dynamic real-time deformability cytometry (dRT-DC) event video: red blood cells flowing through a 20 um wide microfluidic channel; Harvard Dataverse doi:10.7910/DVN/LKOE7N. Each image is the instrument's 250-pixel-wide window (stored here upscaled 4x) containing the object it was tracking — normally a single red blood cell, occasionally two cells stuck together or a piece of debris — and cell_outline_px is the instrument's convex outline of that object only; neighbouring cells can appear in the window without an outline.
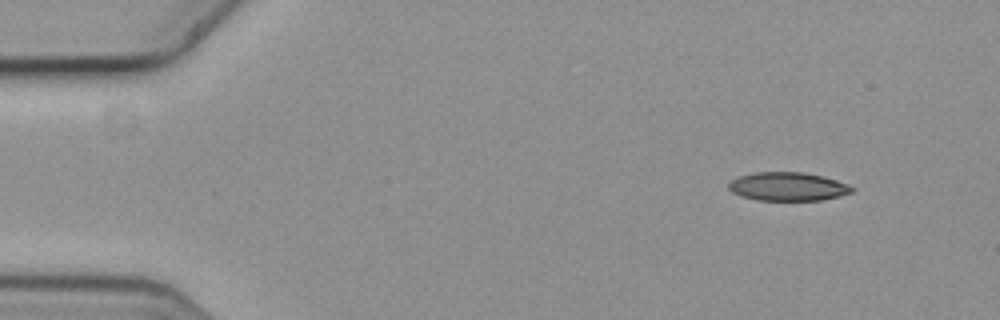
{"species": "common noctule bat (a hibernating species)", "species_latin": "Nyctalus noctula", "temperature_condition": "cold", "stored_images_in_passage": 4, "camera_frame_rate_fps": 3000, "um_per_image_px": 0.085, "animal": {"sex": "female", "body_mass_g": 19.3, "forearm_length_mm": 54.1}, "frame": {"image": 1, "passage_image": 1, "time_ms": 0.0, "image_size_px": [1000, 320], "cell_outline_px": [[856, 188], [852, 192], [840, 196], [820, 200], [756, 200], [732, 192], [728, 188], [728, 184], [732, 180], [740, 176], [756, 172], [804, 172], [824, 176], [848, 184]], "centroid_in_image_um": [67.0, 15.85], "position_along_channel_um": 18.0, "area_um2": 20.46}}